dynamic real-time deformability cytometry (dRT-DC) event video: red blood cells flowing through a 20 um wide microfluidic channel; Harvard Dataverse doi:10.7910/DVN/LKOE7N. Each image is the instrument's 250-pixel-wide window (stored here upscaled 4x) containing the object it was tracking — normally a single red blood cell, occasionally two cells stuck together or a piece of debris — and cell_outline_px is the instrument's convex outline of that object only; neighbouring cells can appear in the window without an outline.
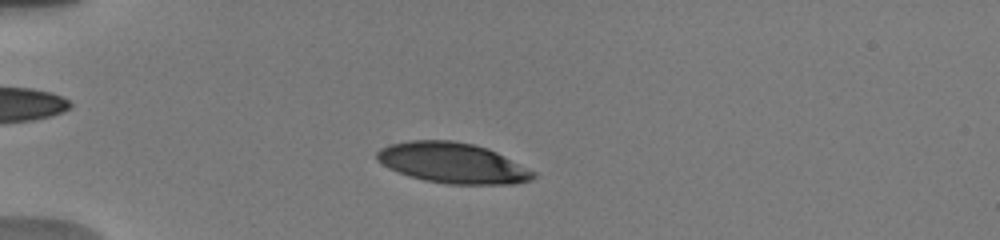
{"species": "human", "species_latin": "Homo sapiens", "temperature_condition": "warm", "stored_images_in_passage": 7, "camera_frame_rate_fps": 3000, "um_per_image_px": 0.085, "donor": {"sex": "male"}, "frame": {"image": 1, "passage_image": 3, "time_ms": 2.0, "image_size_px": [1000, 240], "cell_outline_px": [[536, 176], [532, 180], [516, 184], [444, 184], [424, 180], [408, 176], [376, 160], [376, 152], [380, 148], [392, 144], [412, 140], [452, 140], [472, 144], [488, 148], [536, 172]], "centroid_in_image_um": [38.5, 13.86], "position_along_channel_um": 46.5, "area_um2": 36.76}}
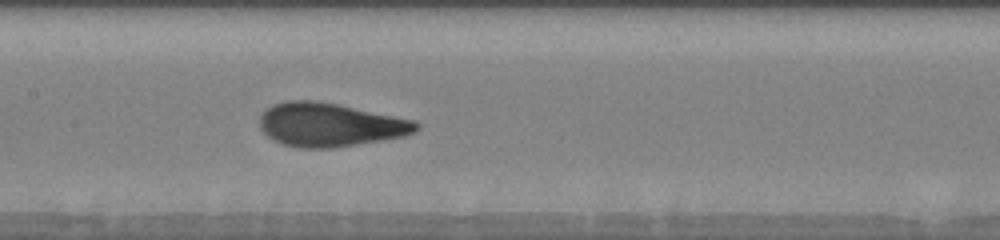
{"frame": {"image": 2, "passage_image": 7, "time_ms": 6.333, "image_size_px": [1000, 240], "cell_outline_px": [[420, 128], [416, 132], [404, 136], [332, 148], [300, 148], [284, 144], [272, 140], [260, 128], [260, 116], [272, 104], [288, 100], [312, 100], [336, 104], [416, 120], [420, 124]], "centroid_in_image_um": [28.06, 10.6], "position_along_channel_um": 179.3, "area_um2": 39.65}}